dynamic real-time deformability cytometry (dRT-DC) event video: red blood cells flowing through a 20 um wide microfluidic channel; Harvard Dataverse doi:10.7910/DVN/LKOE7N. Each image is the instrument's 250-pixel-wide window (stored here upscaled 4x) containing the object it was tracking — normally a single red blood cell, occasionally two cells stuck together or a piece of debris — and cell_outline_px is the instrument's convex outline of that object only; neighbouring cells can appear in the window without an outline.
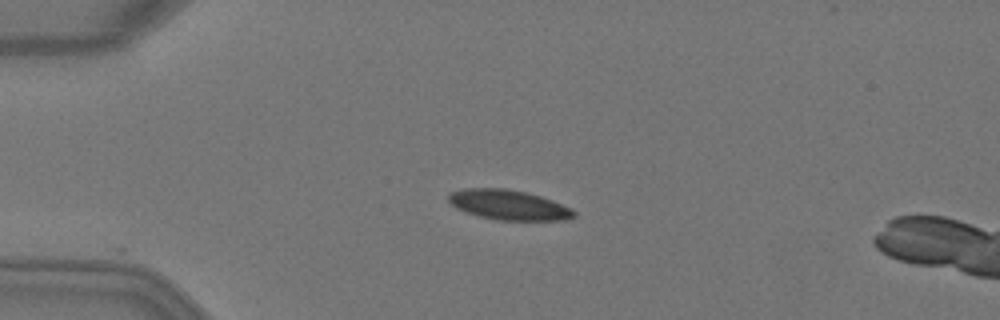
{"species": "Egyptian fruit bat (a non-hibernating species)", "species_latin": "Rousettus aegyptiacus", "temperature_condition": "warm", "stored_images_in_passage": 3, "camera_frame_rate_fps": 3000, "um_per_image_px": 0.085, "animal": {"sex": "female"}, "frame": {"image": 1, "passage_image": 2, "time_ms": 0.333, "image_size_px": [1000, 320], "cell_outline_px": [[576, 216], [564, 220], [496, 220], [464, 212], [456, 208], [448, 200], [448, 192], [464, 188], [504, 188], [528, 192], [552, 200], [572, 208], [576, 212]], "centroid_in_image_um": [43.22, 17.41], "position_along_channel_um": 41.8, "area_um2": 22.08}}